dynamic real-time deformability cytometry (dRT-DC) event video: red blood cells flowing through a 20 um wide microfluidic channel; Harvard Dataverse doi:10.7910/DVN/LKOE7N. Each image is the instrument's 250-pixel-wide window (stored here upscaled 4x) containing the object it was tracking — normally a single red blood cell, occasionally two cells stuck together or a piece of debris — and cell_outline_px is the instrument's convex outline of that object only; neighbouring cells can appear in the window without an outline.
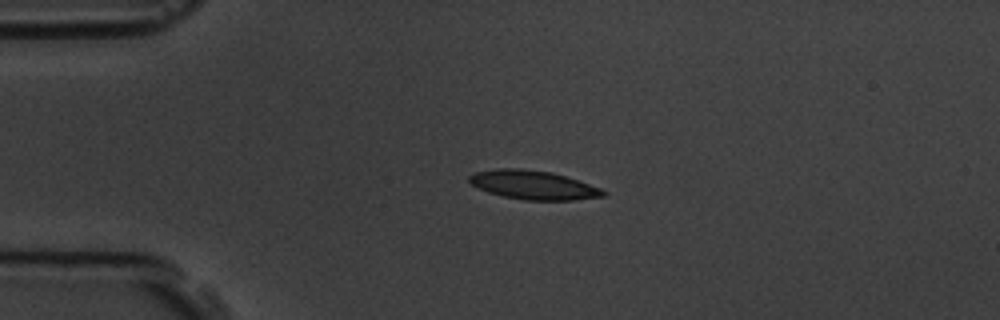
{"species": "common noctule bat (a hibernating species)", "species_latin": "Nyctalus noctula", "temperature_condition": "room temperature", "stored_images_in_passage": 4, "camera_frame_rate_fps": 3000, "um_per_image_px": 0.085, "animal": {"sex": "male", "body_mass_g": 19.5, "forearm_length_mm": 54.6}, "frame": {"image": 1, "passage_image": 3, "time_ms": 2.0, "image_size_px": [1000, 320], "cell_outline_px": [[608, 192], [604, 196], [572, 200], [524, 200], [504, 196], [488, 192], [472, 184], [468, 180], [468, 176], [476, 172], [496, 168], [520, 168], [552, 172], [600, 188]], "centroid_in_image_um": [45.31, 15.72], "position_along_channel_um": 39.7, "area_um2": 22.31}}